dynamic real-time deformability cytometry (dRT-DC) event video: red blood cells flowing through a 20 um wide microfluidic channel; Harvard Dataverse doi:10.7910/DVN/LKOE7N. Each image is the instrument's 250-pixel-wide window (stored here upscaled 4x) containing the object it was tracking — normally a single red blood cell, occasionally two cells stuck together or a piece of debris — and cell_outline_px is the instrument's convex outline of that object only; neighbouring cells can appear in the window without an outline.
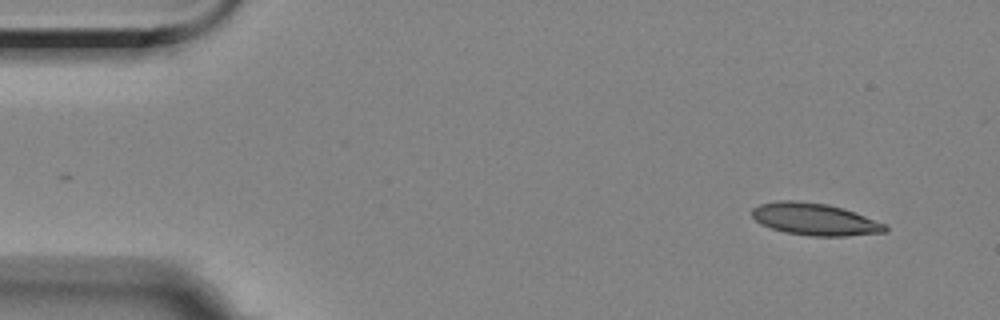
{"species": "Egyptian fruit bat (a non-hibernating species)", "species_latin": "Rousettus aegyptiacus", "temperature_condition": "room temperature", "stored_images_in_passage": 51, "camera_frame_rate_fps": 3000, "um_per_image_px": 0.085, "animal": {"sex": "female"}, "frame": {"image": 1, "passage_image": 1, "time_ms": 0.0, "image_size_px": [1000, 320], "cell_outline_px": [[888, 232], [844, 236], [812, 236], [784, 232], [760, 224], [752, 216], [752, 208], [760, 204], [780, 200], [796, 200], [828, 204], [844, 208], [884, 224], [888, 228]], "centroid_in_image_um": [69.24, 18.63], "position_along_channel_um": 15.8, "area_um2": 24.85}}
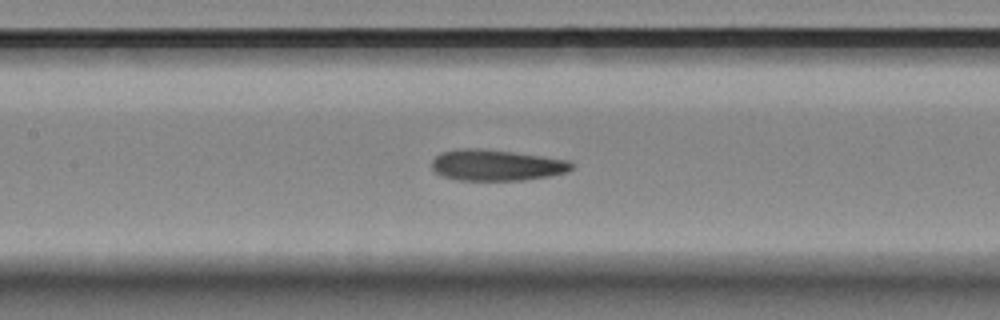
{"frame": {"image": 2, "passage_image": 22, "time_ms": 7.0, "image_size_px": [1000, 320], "cell_outline_px": [[576, 164], [568, 172], [548, 176], [524, 180], [456, 180], [444, 176], [436, 172], [432, 168], [432, 160], [436, 156], [444, 152], [460, 148], [480, 148], [512, 152], [568, 160]], "centroid_in_image_um": [42.21, 14.04], "position_along_channel_um": 165.2, "area_um2": 25.2}}
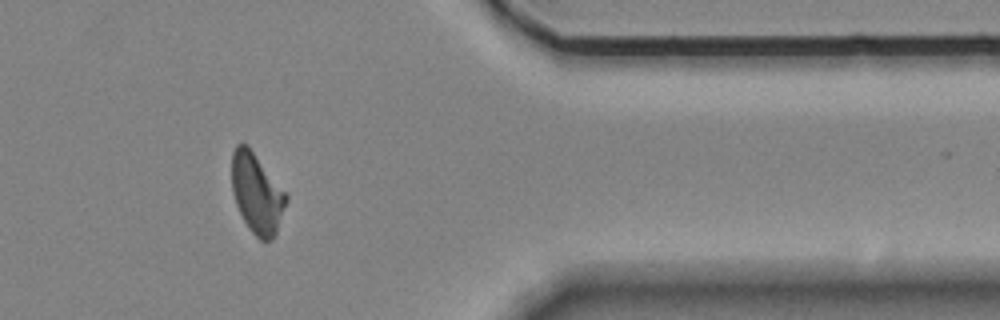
{"frame": {"image": 3, "passage_image": 43, "time_ms": 14.0, "image_size_px": [1000, 320], "cell_outline_px": [[288, 200], [276, 236], [272, 240], [260, 240], [248, 228], [236, 204], [232, 192], [232, 152], [236, 144], [248, 144], [288, 196]], "centroid_in_image_um": [21.84, 16.45], "position_along_channel_um": 389.6, "area_um2": 25.43}, "authors_computed_cell_mechanics": {"area_um2": 25.3164, "velocity_mm_per_s": 3.4938, "shape_relaxation_time_tau1_ms": null, "shape_relaxation_time_tau2_ms": 2.5868, "deformation_change_tau1": null, "deformation_change_tau2": 0.0948}}